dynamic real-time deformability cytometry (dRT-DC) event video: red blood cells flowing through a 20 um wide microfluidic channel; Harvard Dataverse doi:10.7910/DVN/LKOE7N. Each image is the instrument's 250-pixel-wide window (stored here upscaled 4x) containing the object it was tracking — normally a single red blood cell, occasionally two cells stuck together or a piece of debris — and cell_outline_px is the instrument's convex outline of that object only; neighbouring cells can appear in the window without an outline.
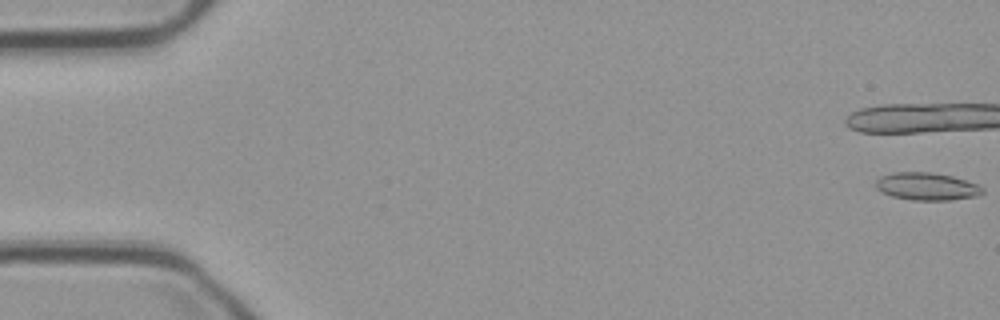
{"species": "common noctule bat (a hibernating species)", "species_latin": "Nyctalus noctula", "temperature_condition": "cold", "stored_images_in_passage": 11, "camera_frame_rate_fps": 3000, "um_per_image_px": 0.085, "animal": {"sex": "male", "body_mass_g": 23.1, "forearm_length_mm": 52.7}, "frame": {"image": 1, "passage_image": 1, "time_ms": 0.0, "image_size_px": [1000, 320], "cell_outline_px": [[984, 192], [976, 196], [948, 200], [912, 200], [892, 196], [876, 188], [876, 180], [880, 176], [896, 172], [928, 172], [952, 176], [976, 184], [984, 188]], "centroid_in_image_um": [78.77, 15.84], "position_along_channel_um": 6.2, "area_um2": 16.94}}